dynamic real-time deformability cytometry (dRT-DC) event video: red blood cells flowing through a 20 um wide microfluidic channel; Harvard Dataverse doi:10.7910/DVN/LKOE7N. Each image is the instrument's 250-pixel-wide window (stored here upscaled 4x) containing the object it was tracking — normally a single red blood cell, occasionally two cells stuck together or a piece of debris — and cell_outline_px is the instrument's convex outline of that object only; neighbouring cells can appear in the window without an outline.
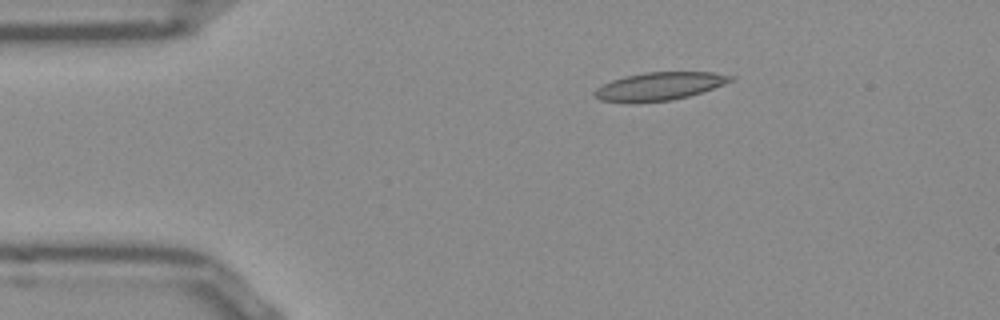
{"species": "Egyptian fruit bat (a non-hibernating species)", "species_latin": "Rousettus aegyptiacus", "temperature_condition": "room temperature", "stored_images_in_passage": 14, "camera_frame_rate_fps": 3000, "um_per_image_px": 0.085, "frame": {"image": 1, "passage_image": 1, "time_ms": 0.0, "image_size_px": [1000, 320], "cell_outline_px": [[736, 80], [688, 96], [672, 100], [600, 100], [592, 92], [596, 88], [612, 80], [624, 76], [644, 72], [712, 72], [736, 76]], "centroid_in_image_um": [56.13, 7.28], "position_along_channel_um": 28.9, "area_um2": 21.44}}
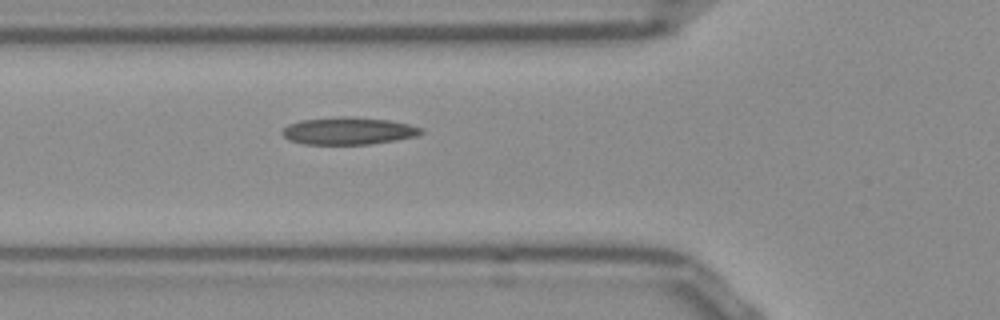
{"frame": {"image": 2, "passage_image": 10, "time_ms": 3.0, "image_size_px": [1000, 320], "cell_outline_px": [[424, 132], [416, 136], [396, 140], [368, 144], [304, 144], [288, 140], [280, 132], [288, 124], [300, 120], [336, 116], [348, 116], [388, 120], [408, 124], [424, 128]], "centroid_in_image_um": [29.59, 11.12], "position_along_channel_um": 96.2, "area_um2": 22.25}}
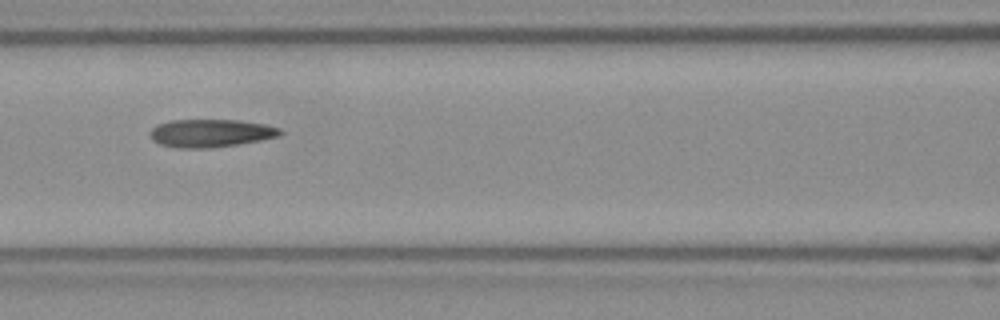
{"frame": {"image": 3, "passage_image": 14, "time_ms": 4.333, "image_size_px": [1000, 320], "cell_outline_px": [[284, 132], [280, 136], [260, 140], [212, 148], [176, 148], [160, 144], [152, 140], [148, 132], [156, 124], [172, 120], [240, 120], [264, 124], [280, 128]], "centroid_in_image_um": [17.89, 11.31], "position_along_channel_um": 148.7, "area_um2": 21.33}}